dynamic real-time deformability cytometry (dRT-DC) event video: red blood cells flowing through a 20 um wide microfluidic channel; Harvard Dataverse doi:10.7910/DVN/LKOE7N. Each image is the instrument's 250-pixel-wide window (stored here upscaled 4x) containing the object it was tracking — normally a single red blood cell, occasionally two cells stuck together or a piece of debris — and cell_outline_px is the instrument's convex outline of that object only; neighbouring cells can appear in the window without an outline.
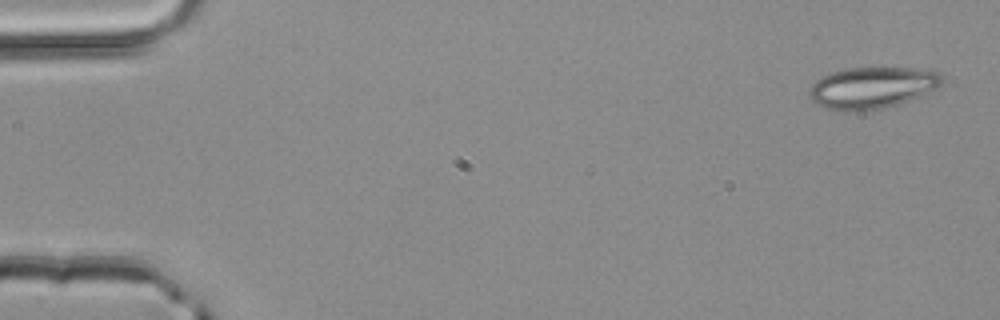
{"species": "common noctule bat (a hibernating species)", "species_latin": "Nyctalus noctula", "temperature_condition": "room temperature", "stored_images_in_passage": 4, "camera_frame_rate_fps": 3000, "um_per_image_px": 0.085, "animal": {"sex": "male", "body_mass_g": 20.4}, "frame": {"image": 1, "passage_image": 1, "time_ms": 0.0, "image_size_px": [1000, 320], "cell_outline_px": [[944, 80], [936, 88], [920, 96], [884, 108], [864, 112], [844, 112], [824, 108], [812, 100], [808, 92], [812, 84], [820, 76], [844, 68], [884, 64], [936, 68], [940, 72]], "centroid_in_image_um": [74.19, 7.38], "position_along_channel_um": 10.8, "area_um2": 34.04}}